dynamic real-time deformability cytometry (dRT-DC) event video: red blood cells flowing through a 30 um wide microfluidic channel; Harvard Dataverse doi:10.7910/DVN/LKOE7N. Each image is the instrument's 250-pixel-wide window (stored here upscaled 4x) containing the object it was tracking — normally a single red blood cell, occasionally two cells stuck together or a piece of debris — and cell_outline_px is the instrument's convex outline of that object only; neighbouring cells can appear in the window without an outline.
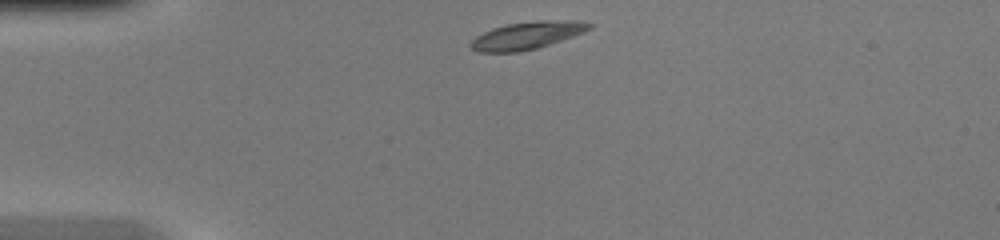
{"species": "common noctule bat (a hibernating species)", "species_latin": "Nyctalus noctula", "temperature_condition": "warm", "stored_images_in_passage": 36, "camera_frame_rate_fps": 3000, "um_per_image_px": 0.085, "animal": {"sex": "female", "body_mass_g": 20.0, "forearm_length_mm": 54.0}, "frame": {"image": 1, "passage_image": 1, "time_ms": 0.0, "image_size_px": [1000, 240], "cell_outline_px": [[592, 28], [584, 32], [536, 48], [520, 52], [480, 52], [472, 48], [468, 44], [476, 36], [492, 28], [508, 24], [536, 20], [584, 20], [592, 24]], "centroid_in_image_um": [44.82, 2.99], "position_along_channel_um": 40.2, "area_um2": 18.96}}
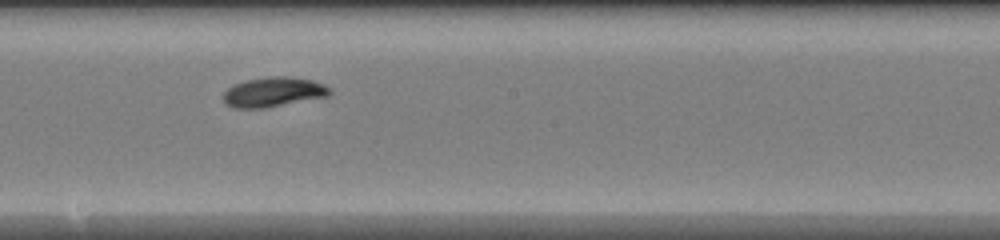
{"frame": {"image": 2, "passage_image": 16, "time_ms": 5.0, "image_size_px": [1000, 240], "cell_outline_px": [[332, 92], [328, 96], [264, 108], [232, 108], [224, 104], [224, 92], [228, 88], [244, 80], [276, 76], [288, 76], [312, 80], [324, 84], [332, 88]], "centroid_in_image_um": [23.25, 7.82], "position_along_channel_um": 224.9, "area_um2": 18.44}}
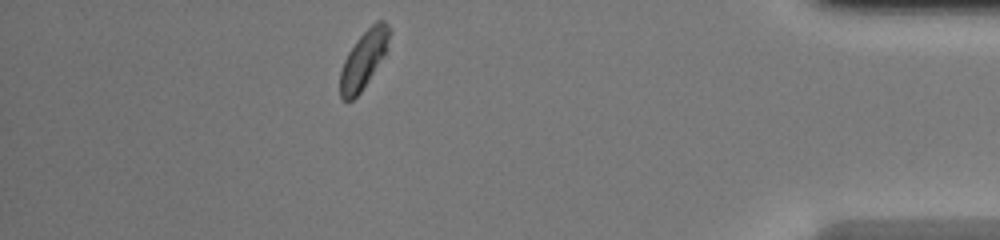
{"frame": {"image": 3, "passage_image": 31, "time_ms": 10.0, "image_size_px": [1000, 240], "cell_outline_px": [[392, 32], [388, 48], [368, 80], [360, 92], [352, 100], [344, 100], [340, 96], [340, 72], [344, 60], [348, 52], [356, 40], [376, 20], [384, 20], [388, 24]], "centroid_in_image_um": [30.93, 5.0], "position_along_channel_um": 404.3, "area_um2": 16.42}}